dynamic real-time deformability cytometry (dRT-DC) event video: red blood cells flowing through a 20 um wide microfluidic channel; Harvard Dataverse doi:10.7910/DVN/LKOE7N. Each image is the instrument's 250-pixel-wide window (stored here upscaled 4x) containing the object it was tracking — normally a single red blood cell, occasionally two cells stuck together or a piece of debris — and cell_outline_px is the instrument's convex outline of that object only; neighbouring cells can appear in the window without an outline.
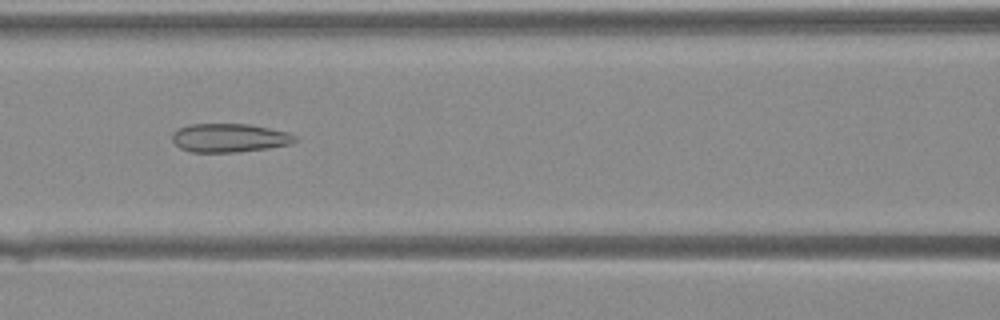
{"species": "Egyptian fruit bat (a non-hibernating species)", "species_latin": "Rousettus aegyptiacus", "temperature_condition": "warm", "stored_images_in_passage": 28, "camera_frame_rate_fps": 3000, "um_per_image_px": 0.085, "animal": {"sex": "female"}, "frame": {"image": 1, "passage_image": 9, "time_ms": 2.667, "image_size_px": [1000, 320], "cell_outline_px": [[296, 140], [292, 144], [268, 148], [240, 152], [192, 152], [180, 148], [172, 140], [172, 132], [188, 124], [248, 124], [288, 132], [296, 136]], "centroid_in_image_um": [19.5, 11.72], "position_along_channel_um": 147.1, "area_um2": 20.52}}
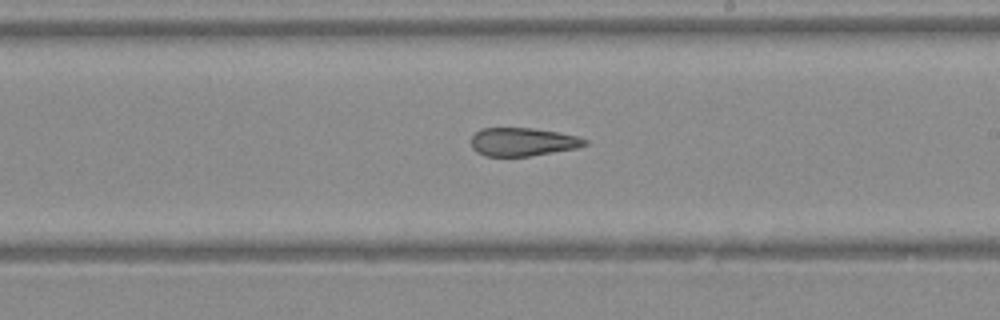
{"frame": {"image": 2, "passage_image": 15, "time_ms": 4.667, "image_size_px": [1000, 320], "cell_outline_px": [[588, 144], [576, 148], [528, 156], [484, 156], [476, 152], [472, 148], [472, 136], [480, 128], [532, 128], [556, 132], [576, 136], [588, 140]], "centroid_in_image_um": [44.4, 12.06], "position_along_channel_um": 244.6, "area_um2": 18.61}}
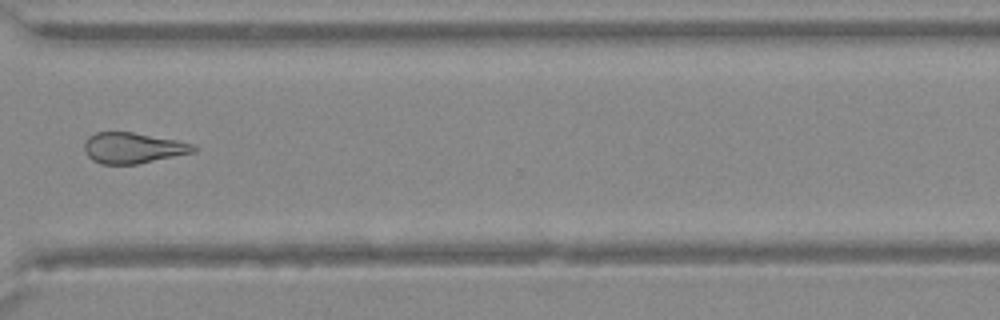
{"frame": {"image": 3, "passage_image": 22, "time_ms": 7.0, "image_size_px": [1000, 320], "cell_outline_px": [[200, 148], [196, 152], [136, 164], [100, 164], [92, 160], [84, 152], [84, 144], [88, 136], [96, 132], [132, 132], [176, 140], [192, 144]], "centroid_in_image_um": [11.3, 12.58], "position_along_channel_um": 359.3, "area_um2": 19.65}}